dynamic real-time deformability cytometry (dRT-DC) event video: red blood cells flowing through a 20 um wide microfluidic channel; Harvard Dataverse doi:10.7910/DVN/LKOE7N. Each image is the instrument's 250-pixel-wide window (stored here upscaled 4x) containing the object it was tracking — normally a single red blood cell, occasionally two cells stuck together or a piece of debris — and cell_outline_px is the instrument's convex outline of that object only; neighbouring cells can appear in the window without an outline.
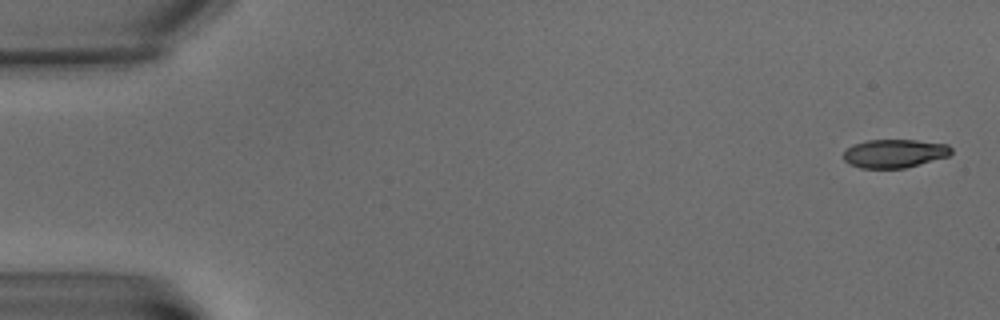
{"species": "common noctule bat (a hibernating species)", "species_latin": "Nyctalus noctula", "temperature_condition": "warm", "stored_images_in_passage": 7, "camera_frame_rate_fps": 3000, "um_per_image_px": 0.085, "animal": {"sex": "male", "body_mass_g": 15.6}, "frame": {"image": 1, "passage_image": 1, "time_ms": 0.0, "image_size_px": [1000, 320], "cell_outline_px": [[952, 152], [948, 156], [920, 164], [904, 168], [860, 168], [848, 164], [844, 160], [844, 152], [852, 144], [868, 140], [916, 140], [948, 144], [952, 148]], "centroid_in_image_um": [76.02, 13.04], "position_along_channel_um": 9.0, "area_um2": 17.92}}
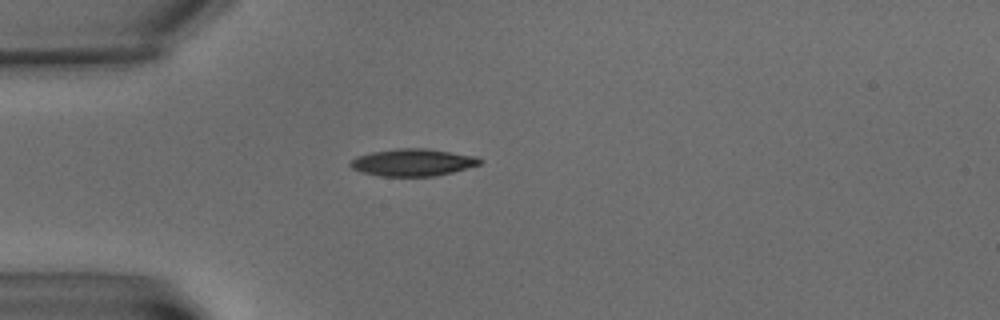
{"frame": {"image": 2, "passage_image": 6, "time_ms": 6.0, "image_size_px": [1000, 320], "cell_outline_px": [[484, 160], [480, 164], [452, 172], [436, 176], [380, 176], [364, 172], [352, 168], [348, 164], [356, 156], [372, 152], [396, 148], [428, 148], [476, 156]], "centroid_in_image_um": [35.1, 13.79], "position_along_channel_um": 49.9, "area_um2": 20.52}}